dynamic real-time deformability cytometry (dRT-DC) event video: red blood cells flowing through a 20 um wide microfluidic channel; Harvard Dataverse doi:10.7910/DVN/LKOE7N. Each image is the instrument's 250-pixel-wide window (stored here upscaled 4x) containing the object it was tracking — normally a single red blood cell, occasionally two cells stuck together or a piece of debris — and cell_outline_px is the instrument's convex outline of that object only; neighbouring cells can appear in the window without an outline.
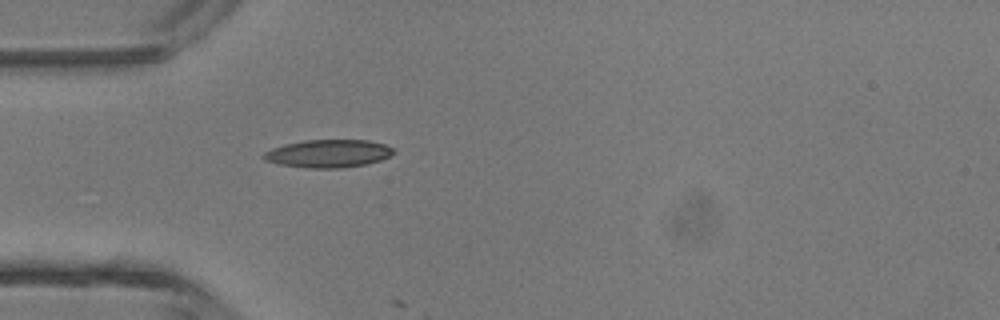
{"species": "common noctule bat (a hibernating species)", "species_latin": "Nyctalus noctula", "temperature_condition": "room temperature", "stored_images_in_passage": 2, "camera_frame_rate_fps": 3000, "um_per_image_px": 0.085, "animal": {"sex": "male", "body_mass_g": 13.3}, "frame": {"image": 1, "passage_image": 1, "time_ms": 0.0, "image_size_px": [1000, 320], "cell_outline_px": [[396, 152], [380, 160], [368, 164], [340, 168], [304, 168], [276, 164], [264, 160], [260, 156], [264, 152], [272, 148], [284, 144], [304, 140], [368, 140], [384, 144], [392, 148]], "centroid_in_image_um": [27.85, 13.06], "position_along_channel_um": 57.1, "area_um2": 21.33}}